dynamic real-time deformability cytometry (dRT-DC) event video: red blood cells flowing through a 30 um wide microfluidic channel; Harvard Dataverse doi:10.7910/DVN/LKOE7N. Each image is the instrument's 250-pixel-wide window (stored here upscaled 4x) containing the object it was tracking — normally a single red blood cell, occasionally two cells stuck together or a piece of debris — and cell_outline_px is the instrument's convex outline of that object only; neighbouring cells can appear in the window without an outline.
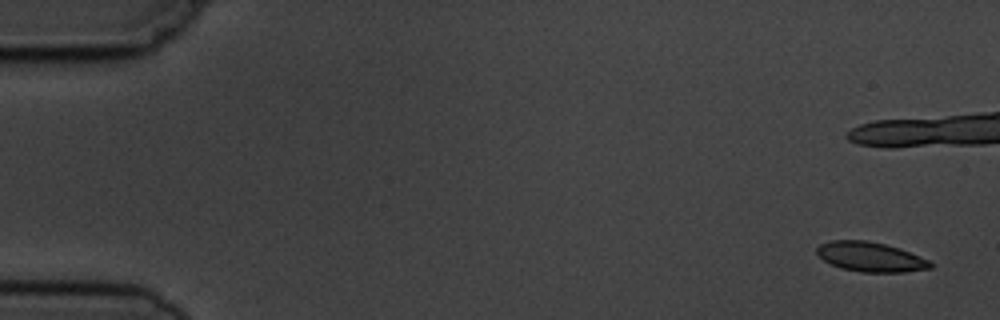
{"species": "common noctule bat (a hibernating species)", "species_latin": "Nyctalus noctula", "temperature_condition": "cold", "stored_images_in_passage": 7, "camera_frame_rate_fps": 3000, "um_per_image_px": 0.085, "animal": {"sex": "male", "body_mass_g": 19.5, "forearm_length_mm": 54.6}, "frame": {"image": 1, "passage_image": 1, "time_ms": 0.0, "image_size_px": [1000, 320], "cell_outline_px": [[932, 268], [904, 272], [860, 272], [840, 268], [824, 260], [816, 252], [816, 248], [820, 244], [828, 240], [868, 240], [900, 248], [928, 260], [932, 264]], "centroid_in_image_um": [73.97, 21.83], "position_along_channel_um": 11.0, "area_um2": 19.59}}